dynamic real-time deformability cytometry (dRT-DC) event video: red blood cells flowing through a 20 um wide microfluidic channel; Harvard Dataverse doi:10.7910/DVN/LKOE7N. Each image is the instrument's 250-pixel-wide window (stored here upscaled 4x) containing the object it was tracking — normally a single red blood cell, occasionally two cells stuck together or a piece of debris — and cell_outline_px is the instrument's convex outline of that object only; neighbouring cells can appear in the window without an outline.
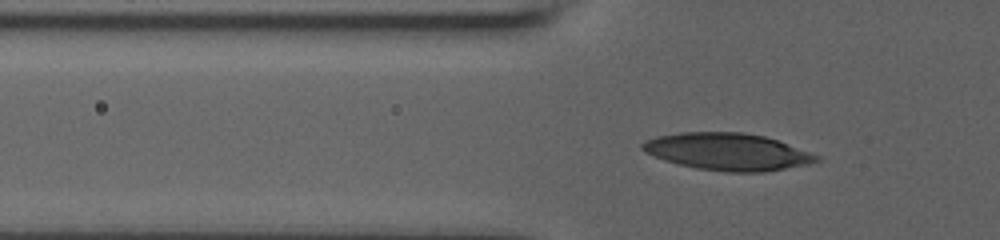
{"species": "human", "species_latin": "Homo sapiens", "temperature_condition": "room temperature", "stored_images_in_passage": 46, "camera_frame_rate_fps": 3000, "um_per_image_px": 0.085, "donor": {"sex": "male"}, "frame": {"image": 1, "passage_image": 7, "time_ms": 2.667, "image_size_px": [1000, 240], "cell_outline_px": [[820, 160], [808, 164], [764, 172], [728, 172], [696, 168], [664, 160], [644, 152], [640, 148], [640, 144], [644, 140], [656, 136], [680, 132], [744, 132], [764, 136], [776, 140], [820, 156]], "centroid_in_image_um": [61.79, 12.89], "position_along_channel_um": 64.0, "area_um2": 37.57}}
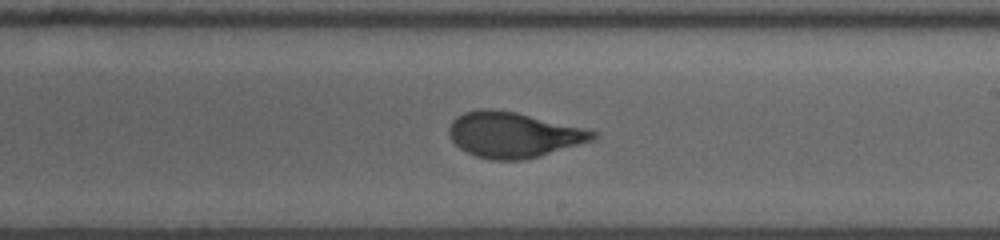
{"frame": {"image": 2, "passage_image": 23, "time_ms": 7.667, "image_size_px": [1000, 240], "cell_outline_px": [[600, 136], [592, 140], [540, 156], [524, 160], [492, 160], [476, 156], [460, 148], [448, 136], [448, 128], [452, 120], [456, 116], [464, 112], [480, 108], [492, 108], [516, 112], [600, 132]], "centroid_in_image_um": [43.62, 11.45], "position_along_channel_um": 245.4, "area_um2": 38.21}}
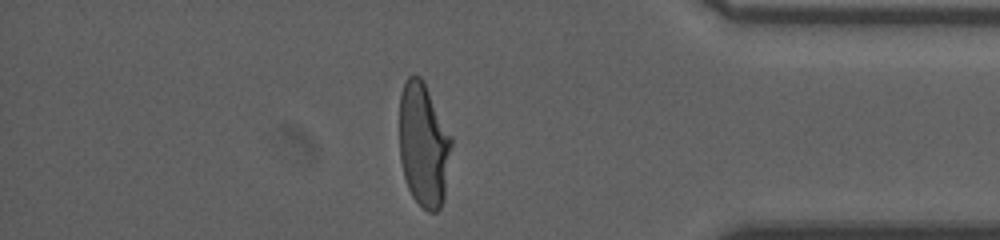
{"frame": {"image": 3, "passage_image": 38, "time_ms": 12.333, "image_size_px": [1000, 240], "cell_outline_px": [[452, 144], [444, 200], [440, 208], [436, 212], [428, 212], [412, 196], [408, 188], [404, 176], [400, 160], [400, 92], [408, 76], [420, 76], [424, 80], [452, 136]], "centroid_in_image_um": [36.02, 12.3], "position_along_channel_um": 399.2, "area_um2": 37.86}}